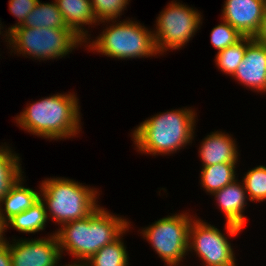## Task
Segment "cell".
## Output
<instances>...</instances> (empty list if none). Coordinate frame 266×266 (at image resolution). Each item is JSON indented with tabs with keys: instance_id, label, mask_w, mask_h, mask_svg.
I'll return each instance as SVG.
<instances>
[{
	"instance_id": "25",
	"label": "cell",
	"mask_w": 266,
	"mask_h": 266,
	"mask_svg": "<svg viewBox=\"0 0 266 266\" xmlns=\"http://www.w3.org/2000/svg\"><path fill=\"white\" fill-rule=\"evenodd\" d=\"M222 22L223 23L218 24L211 31L210 41L218 52L236 44L244 37L228 22L224 20Z\"/></svg>"
},
{
	"instance_id": "30",
	"label": "cell",
	"mask_w": 266,
	"mask_h": 266,
	"mask_svg": "<svg viewBox=\"0 0 266 266\" xmlns=\"http://www.w3.org/2000/svg\"><path fill=\"white\" fill-rule=\"evenodd\" d=\"M65 266H85V265L84 264H78L77 261H74V263L68 264V265H65Z\"/></svg>"
},
{
	"instance_id": "29",
	"label": "cell",
	"mask_w": 266,
	"mask_h": 266,
	"mask_svg": "<svg viewBox=\"0 0 266 266\" xmlns=\"http://www.w3.org/2000/svg\"><path fill=\"white\" fill-rule=\"evenodd\" d=\"M6 230V223L3 221L1 214H0V245L5 244L7 242V239L4 238L3 234Z\"/></svg>"
},
{
	"instance_id": "16",
	"label": "cell",
	"mask_w": 266,
	"mask_h": 266,
	"mask_svg": "<svg viewBox=\"0 0 266 266\" xmlns=\"http://www.w3.org/2000/svg\"><path fill=\"white\" fill-rule=\"evenodd\" d=\"M23 181L24 178H19L0 200V214L5 223L13 216L29 209L40 199V192L23 186Z\"/></svg>"
},
{
	"instance_id": "21",
	"label": "cell",
	"mask_w": 266,
	"mask_h": 266,
	"mask_svg": "<svg viewBox=\"0 0 266 266\" xmlns=\"http://www.w3.org/2000/svg\"><path fill=\"white\" fill-rule=\"evenodd\" d=\"M123 233L112 243L102 247L88 261L85 266H128V253L124 242Z\"/></svg>"
},
{
	"instance_id": "28",
	"label": "cell",
	"mask_w": 266,
	"mask_h": 266,
	"mask_svg": "<svg viewBox=\"0 0 266 266\" xmlns=\"http://www.w3.org/2000/svg\"><path fill=\"white\" fill-rule=\"evenodd\" d=\"M254 38L259 43L264 44L266 46V3H265V7H264L263 19H262V24H261L260 30Z\"/></svg>"
},
{
	"instance_id": "8",
	"label": "cell",
	"mask_w": 266,
	"mask_h": 266,
	"mask_svg": "<svg viewBox=\"0 0 266 266\" xmlns=\"http://www.w3.org/2000/svg\"><path fill=\"white\" fill-rule=\"evenodd\" d=\"M202 15L195 9L180 2L169 3L160 12L153 32L156 49L162 54L165 51L182 48L200 29Z\"/></svg>"
},
{
	"instance_id": "9",
	"label": "cell",
	"mask_w": 266,
	"mask_h": 266,
	"mask_svg": "<svg viewBox=\"0 0 266 266\" xmlns=\"http://www.w3.org/2000/svg\"><path fill=\"white\" fill-rule=\"evenodd\" d=\"M192 249L205 266H237L228 238L199 218L192 220L189 227L188 251L193 252Z\"/></svg>"
},
{
	"instance_id": "12",
	"label": "cell",
	"mask_w": 266,
	"mask_h": 266,
	"mask_svg": "<svg viewBox=\"0 0 266 266\" xmlns=\"http://www.w3.org/2000/svg\"><path fill=\"white\" fill-rule=\"evenodd\" d=\"M241 183L235 179L232 183L212 194L226 216L225 230L230 237L238 235L246 223L243 212L249 198L243 181Z\"/></svg>"
},
{
	"instance_id": "11",
	"label": "cell",
	"mask_w": 266,
	"mask_h": 266,
	"mask_svg": "<svg viewBox=\"0 0 266 266\" xmlns=\"http://www.w3.org/2000/svg\"><path fill=\"white\" fill-rule=\"evenodd\" d=\"M265 3V0H226L221 19L244 37L254 38L262 24Z\"/></svg>"
},
{
	"instance_id": "19",
	"label": "cell",
	"mask_w": 266,
	"mask_h": 266,
	"mask_svg": "<svg viewBox=\"0 0 266 266\" xmlns=\"http://www.w3.org/2000/svg\"><path fill=\"white\" fill-rule=\"evenodd\" d=\"M237 163H219L202 166L201 185L206 192L213 194L236 179L235 166Z\"/></svg>"
},
{
	"instance_id": "4",
	"label": "cell",
	"mask_w": 266,
	"mask_h": 266,
	"mask_svg": "<svg viewBox=\"0 0 266 266\" xmlns=\"http://www.w3.org/2000/svg\"><path fill=\"white\" fill-rule=\"evenodd\" d=\"M39 188L48 217L60 226L86 218L100 206L96 201L99 193L96 188L68 178H47Z\"/></svg>"
},
{
	"instance_id": "26",
	"label": "cell",
	"mask_w": 266,
	"mask_h": 266,
	"mask_svg": "<svg viewBox=\"0 0 266 266\" xmlns=\"http://www.w3.org/2000/svg\"><path fill=\"white\" fill-rule=\"evenodd\" d=\"M39 0H9V11L18 18L19 21L15 26H11L5 31L6 41L9 40V33L16 27L21 26L26 17L30 14Z\"/></svg>"
},
{
	"instance_id": "15",
	"label": "cell",
	"mask_w": 266,
	"mask_h": 266,
	"mask_svg": "<svg viewBox=\"0 0 266 266\" xmlns=\"http://www.w3.org/2000/svg\"><path fill=\"white\" fill-rule=\"evenodd\" d=\"M64 21L84 43L88 39V31L84 30V25H95L96 20L90 0H55Z\"/></svg>"
},
{
	"instance_id": "1",
	"label": "cell",
	"mask_w": 266,
	"mask_h": 266,
	"mask_svg": "<svg viewBox=\"0 0 266 266\" xmlns=\"http://www.w3.org/2000/svg\"><path fill=\"white\" fill-rule=\"evenodd\" d=\"M130 222L98 207L86 218L63 224L55 232L61 254L63 250L84 264L102 247L129 230Z\"/></svg>"
},
{
	"instance_id": "17",
	"label": "cell",
	"mask_w": 266,
	"mask_h": 266,
	"mask_svg": "<svg viewBox=\"0 0 266 266\" xmlns=\"http://www.w3.org/2000/svg\"><path fill=\"white\" fill-rule=\"evenodd\" d=\"M48 219L50 218H48L44 202L39 199L26 211L10 218L6 222V229L12 226L22 233H36L45 229Z\"/></svg>"
},
{
	"instance_id": "23",
	"label": "cell",
	"mask_w": 266,
	"mask_h": 266,
	"mask_svg": "<svg viewBox=\"0 0 266 266\" xmlns=\"http://www.w3.org/2000/svg\"><path fill=\"white\" fill-rule=\"evenodd\" d=\"M242 181L249 201L263 202L266 200V166L259 165L249 170Z\"/></svg>"
},
{
	"instance_id": "10",
	"label": "cell",
	"mask_w": 266,
	"mask_h": 266,
	"mask_svg": "<svg viewBox=\"0 0 266 266\" xmlns=\"http://www.w3.org/2000/svg\"><path fill=\"white\" fill-rule=\"evenodd\" d=\"M13 241L9 243L12 266H57L62 257L55 233L47 238Z\"/></svg>"
},
{
	"instance_id": "20",
	"label": "cell",
	"mask_w": 266,
	"mask_h": 266,
	"mask_svg": "<svg viewBox=\"0 0 266 266\" xmlns=\"http://www.w3.org/2000/svg\"><path fill=\"white\" fill-rule=\"evenodd\" d=\"M20 157L12 153L10 148L0 146V200L24 173L21 169Z\"/></svg>"
},
{
	"instance_id": "5",
	"label": "cell",
	"mask_w": 266,
	"mask_h": 266,
	"mask_svg": "<svg viewBox=\"0 0 266 266\" xmlns=\"http://www.w3.org/2000/svg\"><path fill=\"white\" fill-rule=\"evenodd\" d=\"M112 24L110 23L111 26L105 28L92 43H86L88 49L121 60L159 54L153 31L130 19Z\"/></svg>"
},
{
	"instance_id": "14",
	"label": "cell",
	"mask_w": 266,
	"mask_h": 266,
	"mask_svg": "<svg viewBox=\"0 0 266 266\" xmlns=\"http://www.w3.org/2000/svg\"><path fill=\"white\" fill-rule=\"evenodd\" d=\"M199 148V157L202 159V166H210L219 163H237L238 151L236 143L222 131L210 133L205 137Z\"/></svg>"
},
{
	"instance_id": "2",
	"label": "cell",
	"mask_w": 266,
	"mask_h": 266,
	"mask_svg": "<svg viewBox=\"0 0 266 266\" xmlns=\"http://www.w3.org/2000/svg\"><path fill=\"white\" fill-rule=\"evenodd\" d=\"M42 98L23 109L16 122L38 137L52 140L75 137L81 130L80 106L74 93Z\"/></svg>"
},
{
	"instance_id": "13",
	"label": "cell",
	"mask_w": 266,
	"mask_h": 266,
	"mask_svg": "<svg viewBox=\"0 0 266 266\" xmlns=\"http://www.w3.org/2000/svg\"><path fill=\"white\" fill-rule=\"evenodd\" d=\"M244 86L266 92V46L255 38L247 45L243 60L232 76Z\"/></svg>"
},
{
	"instance_id": "7",
	"label": "cell",
	"mask_w": 266,
	"mask_h": 266,
	"mask_svg": "<svg viewBox=\"0 0 266 266\" xmlns=\"http://www.w3.org/2000/svg\"><path fill=\"white\" fill-rule=\"evenodd\" d=\"M191 217L188 213L169 215L141 231L167 266H178L188 255L189 227L194 219Z\"/></svg>"
},
{
	"instance_id": "18",
	"label": "cell",
	"mask_w": 266,
	"mask_h": 266,
	"mask_svg": "<svg viewBox=\"0 0 266 266\" xmlns=\"http://www.w3.org/2000/svg\"><path fill=\"white\" fill-rule=\"evenodd\" d=\"M21 26L29 28H69L55 1L50 4L41 3L40 0Z\"/></svg>"
},
{
	"instance_id": "27",
	"label": "cell",
	"mask_w": 266,
	"mask_h": 266,
	"mask_svg": "<svg viewBox=\"0 0 266 266\" xmlns=\"http://www.w3.org/2000/svg\"><path fill=\"white\" fill-rule=\"evenodd\" d=\"M0 266H12L8 240L0 245Z\"/></svg>"
},
{
	"instance_id": "24",
	"label": "cell",
	"mask_w": 266,
	"mask_h": 266,
	"mask_svg": "<svg viewBox=\"0 0 266 266\" xmlns=\"http://www.w3.org/2000/svg\"><path fill=\"white\" fill-rule=\"evenodd\" d=\"M92 8L96 17V20L99 22H117L115 19H118L122 15V11L125 10L126 5L129 4L130 0H90Z\"/></svg>"
},
{
	"instance_id": "6",
	"label": "cell",
	"mask_w": 266,
	"mask_h": 266,
	"mask_svg": "<svg viewBox=\"0 0 266 266\" xmlns=\"http://www.w3.org/2000/svg\"><path fill=\"white\" fill-rule=\"evenodd\" d=\"M18 54L49 60L65 57L84 41L70 28H29L18 26L7 41Z\"/></svg>"
},
{
	"instance_id": "22",
	"label": "cell",
	"mask_w": 266,
	"mask_h": 266,
	"mask_svg": "<svg viewBox=\"0 0 266 266\" xmlns=\"http://www.w3.org/2000/svg\"><path fill=\"white\" fill-rule=\"evenodd\" d=\"M253 39V37H243L236 44L217 52L215 56V63L219 69L225 74L233 76L238 65L244 58L247 45Z\"/></svg>"
},
{
	"instance_id": "3",
	"label": "cell",
	"mask_w": 266,
	"mask_h": 266,
	"mask_svg": "<svg viewBox=\"0 0 266 266\" xmlns=\"http://www.w3.org/2000/svg\"><path fill=\"white\" fill-rule=\"evenodd\" d=\"M195 110L181 108L150 117L132 132L137 151L151 155L177 152L191 143L196 123Z\"/></svg>"
}]
</instances>
